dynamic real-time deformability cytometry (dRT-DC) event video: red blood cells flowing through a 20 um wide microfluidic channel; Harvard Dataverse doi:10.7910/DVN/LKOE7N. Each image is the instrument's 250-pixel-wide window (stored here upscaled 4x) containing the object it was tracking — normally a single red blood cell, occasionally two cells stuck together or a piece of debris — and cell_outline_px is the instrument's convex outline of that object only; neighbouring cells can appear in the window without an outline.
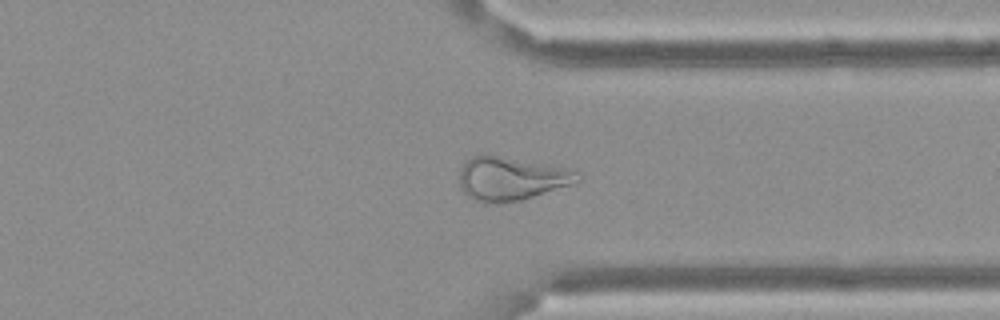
{"species": "Egyptian fruit bat (a non-hibernating species)", "species_latin": "Rousettus aegyptiacus", "temperature_condition": "cold", "stored_images_in_passage": 60, "camera_frame_rate_fps": 3000, "um_per_image_px": 0.085, "frame": {"image": 1, "passage_image": 46, "time_ms": 15.0, "image_size_px": [1000, 320], "cell_outline_px": [[580, 180], [572, 184], [520, 200], [496, 204], [484, 204], [472, 200], [460, 188], [460, 168], [472, 156], [484, 152], [576, 168]], "centroid_in_image_um": [43.45, 15.15], "position_along_channel_um": 367.9, "area_um2": 30.92}}
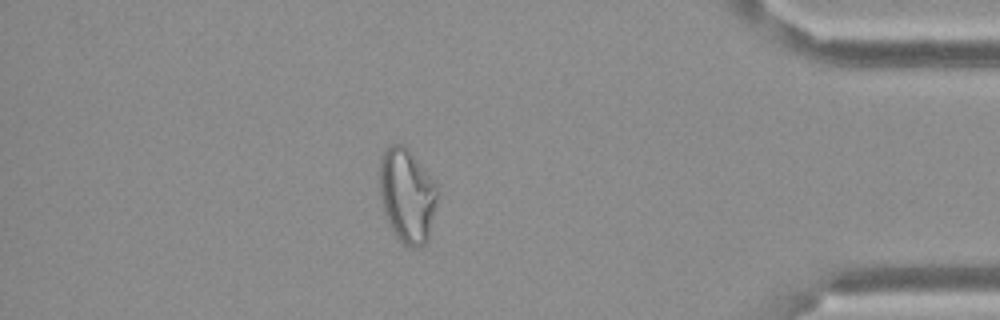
{"frame": {"image": 2, "passage_image": 52, "time_ms": 17.0, "image_size_px": [1000, 320], "cell_outline_px": [[436, 200], [428, 236], [424, 244], [420, 248], [412, 248], [404, 244], [396, 236], [384, 212], [380, 192], [380, 156], [384, 148], [388, 144], [404, 144], [412, 152], [436, 184]], "centroid_in_image_um": [34.57, 16.56], "position_along_channel_um": 400.6, "area_um2": 31.39}}